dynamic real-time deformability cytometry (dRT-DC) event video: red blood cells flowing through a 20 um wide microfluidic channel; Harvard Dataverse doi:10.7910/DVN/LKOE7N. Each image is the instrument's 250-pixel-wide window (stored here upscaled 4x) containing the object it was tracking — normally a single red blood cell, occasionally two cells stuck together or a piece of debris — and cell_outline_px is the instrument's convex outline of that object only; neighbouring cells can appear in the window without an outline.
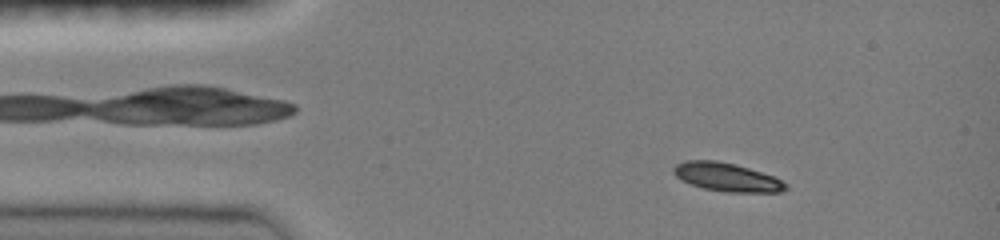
{"species": "common noctule bat (a hibernating species)", "species_latin": "Nyctalus noctula", "temperature_condition": "room temperature", "stored_images_in_passage": 45, "camera_frame_rate_fps": 3000, "um_per_image_px": 0.085, "animal": {"sex": "female", "body_mass_g": 19.0, "forearm_length_mm": 51.5}, "frame": {"image": 1, "passage_image": 6, "time_ms": 1.667, "image_size_px": [1000, 240], "cell_outline_px": [[788, 188], [784, 192], [724, 192], [704, 188], [680, 180], [672, 172], [672, 168], [676, 164], [684, 160], [716, 160], [736, 164], [776, 176], [788, 184]], "centroid_in_image_um": [61.81, 15.05], "position_along_channel_um": 23.2, "area_um2": 18.96}}
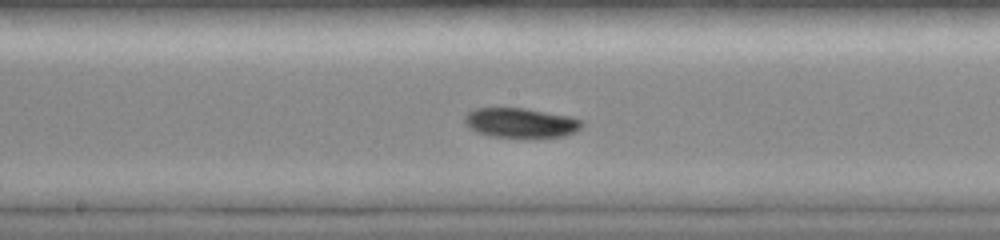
{"frame": {"image": 2, "passage_image": 24, "time_ms": 7.667, "image_size_px": [1000, 240], "cell_outline_px": [[584, 124], [576, 132], [564, 136], [532, 140], [524, 140], [492, 136], [476, 132], [464, 124], [464, 116], [468, 112], [476, 108], [524, 108], [572, 116], [584, 120]], "centroid_in_image_um": [44.31, 10.48], "position_along_channel_um": 203.9, "area_um2": 21.33}}
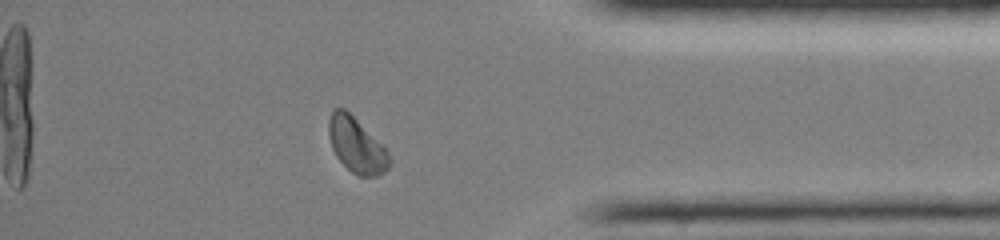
{"frame": {"image": 3, "passage_image": 40, "time_ms": 13.0, "image_size_px": [1000, 240], "cell_outline_px": [[388, 168], [384, 172], [376, 176], [360, 176], [352, 172], [336, 156], [332, 148], [328, 136], [328, 120], [332, 108], [344, 108], [388, 152]], "centroid_in_image_um": [30.23, 12.33], "position_along_channel_um": 405.0, "area_um2": 18.84}, "authors_computed_cell_mechanics": {"area_um2": 19.2474, "velocity_mm_per_s": 4.0105, "shape_relaxation_time_tau1_ms": 2.5668, "shape_relaxation_time_tau2_ms": null, "deformation_change_tau1": 0.1148, "deformation_change_tau2": null}}